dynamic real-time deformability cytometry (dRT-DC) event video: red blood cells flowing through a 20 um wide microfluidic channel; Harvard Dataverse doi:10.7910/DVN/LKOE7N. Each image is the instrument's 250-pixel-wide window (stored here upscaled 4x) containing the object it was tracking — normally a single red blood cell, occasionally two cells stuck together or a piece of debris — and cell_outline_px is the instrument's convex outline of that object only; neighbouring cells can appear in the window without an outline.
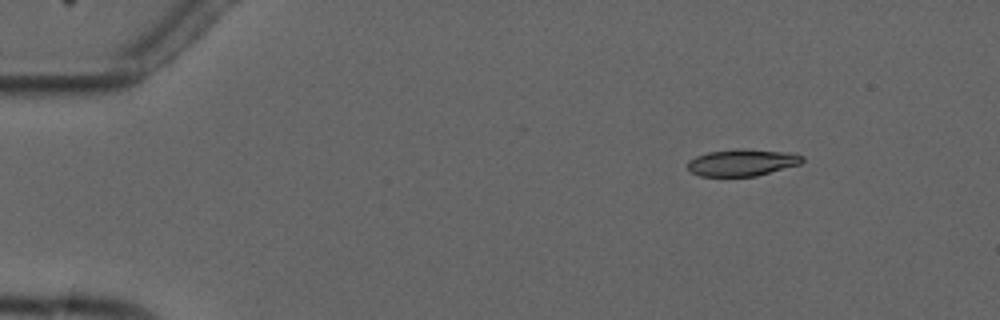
{"species": "common noctule bat (a hibernating species)", "species_latin": "Nyctalus noctula", "temperature_condition": "cold", "stored_images_in_passage": 9, "camera_frame_rate_fps": 3000, "um_per_image_px": 0.085, "animal": {"sex": "male", "forearm_length_mm": 52.5}, "frame": {"image": 1, "passage_image": 2, "time_ms": 2.333, "image_size_px": [1000, 320], "cell_outline_px": [[804, 160], [800, 164], [756, 176], [700, 176], [692, 172], [688, 168], [688, 160], [696, 156], [708, 152], [736, 148], [744, 148], [788, 152], [804, 156]], "centroid_in_image_um": [63.09, 13.8], "position_along_channel_um": 21.9, "area_um2": 18.03}}
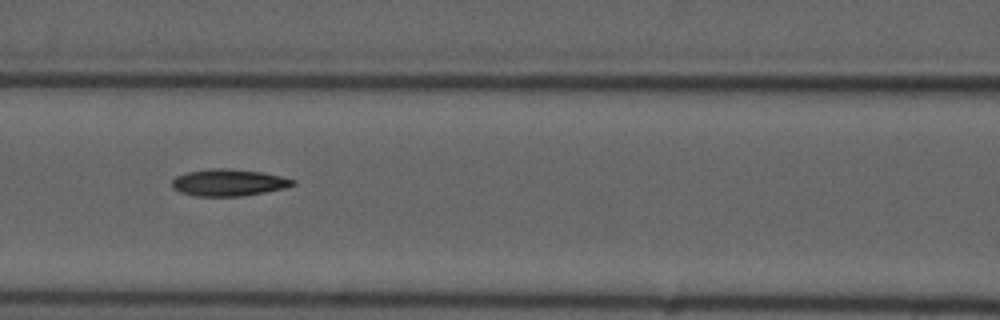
{"frame": {"image": 2, "passage_image": 7, "time_ms": 8.0, "image_size_px": [1000, 320], "cell_outline_px": [[296, 184], [284, 188], [264, 192], [240, 196], [196, 196], [180, 192], [172, 188], [172, 180], [176, 176], [188, 172], [212, 168], [228, 168], [264, 172], [296, 180]], "centroid_in_image_um": [19.43, 15.51], "position_along_channel_um": 147.2, "area_um2": 18.9}}
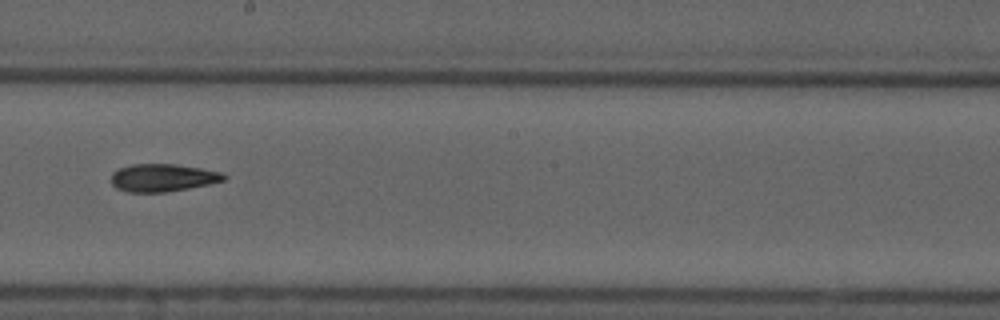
{"frame": {"image": 3, "passage_image": 9, "time_ms": 10.333, "image_size_px": [1000, 320], "cell_outline_px": [[228, 176], [224, 180], [208, 184], [168, 192], [128, 192], [116, 188], [112, 184], [112, 172], [120, 168], [132, 164], [176, 164], [224, 172]], "centroid_in_image_um": [13.85, 15.1], "position_along_channel_um": 234.4, "area_um2": 18.21}}